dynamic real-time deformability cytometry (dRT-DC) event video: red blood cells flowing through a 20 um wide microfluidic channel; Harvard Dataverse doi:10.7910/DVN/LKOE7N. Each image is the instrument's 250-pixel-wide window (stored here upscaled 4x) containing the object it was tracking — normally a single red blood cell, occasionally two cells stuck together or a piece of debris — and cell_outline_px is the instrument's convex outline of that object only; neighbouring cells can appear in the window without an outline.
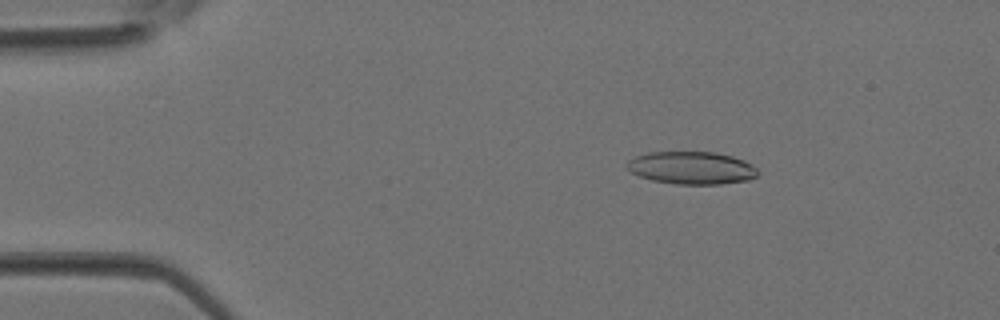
{"species": "Egyptian fruit bat (a non-hibernating species)", "species_latin": "Rousettus aegyptiacus", "temperature_condition": "room temperature", "stored_images_in_passage": 3, "camera_frame_rate_fps": 3000, "um_per_image_px": 0.085, "animal": {"sex": "female"}, "frame": {"image": 1, "passage_image": 2, "time_ms": 0.333, "image_size_px": [1000, 320], "cell_outline_px": [[760, 172], [756, 176], [748, 180], [720, 184], [676, 184], [652, 180], [640, 176], [624, 168], [624, 164], [628, 160], [636, 156], [648, 152], [716, 152], [732, 156], [744, 160], [752, 164]], "centroid_in_image_um": [58.77, 14.26], "position_along_channel_um": 26.2, "area_um2": 25.09}}